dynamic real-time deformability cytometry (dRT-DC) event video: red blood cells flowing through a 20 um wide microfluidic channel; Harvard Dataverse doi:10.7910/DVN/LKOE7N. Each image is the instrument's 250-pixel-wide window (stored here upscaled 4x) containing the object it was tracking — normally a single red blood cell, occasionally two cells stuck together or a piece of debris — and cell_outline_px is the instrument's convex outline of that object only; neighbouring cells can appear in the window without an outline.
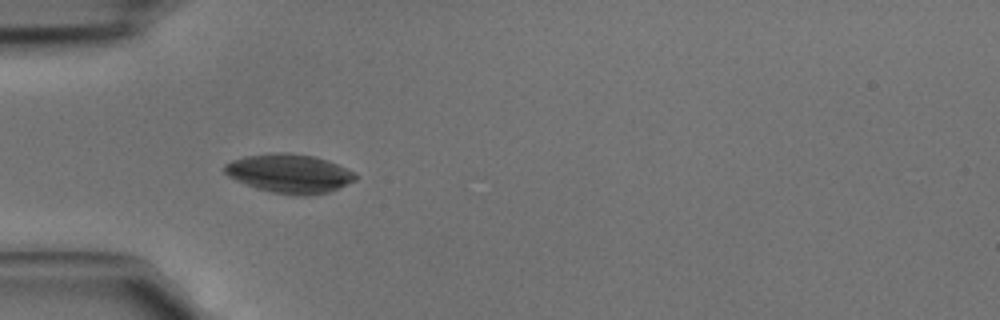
{"species": "common noctule bat (a hibernating species)", "species_latin": "Nyctalus noctula", "temperature_condition": "cold", "stored_images_in_passage": 7, "camera_frame_rate_fps": 3000, "um_per_image_px": 0.085, "animal": {"sex": "male", "body_mass_g": 15.6}, "frame": {"image": 1, "passage_image": 3, "time_ms": 0.667, "image_size_px": [1000, 320], "cell_outline_px": [[356, 180], [328, 192], [300, 196], [272, 192], [256, 188], [236, 180], [228, 176], [224, 172], [224, 164], [232, 160], [244, 156], [280, 152], [284, 152], [316, 156], [328, 160], [356, 172]], "centroid_in_image_um": [24.6, 14.73], "position_along_channel_um": 60.4, "area_um2": 29.59}}